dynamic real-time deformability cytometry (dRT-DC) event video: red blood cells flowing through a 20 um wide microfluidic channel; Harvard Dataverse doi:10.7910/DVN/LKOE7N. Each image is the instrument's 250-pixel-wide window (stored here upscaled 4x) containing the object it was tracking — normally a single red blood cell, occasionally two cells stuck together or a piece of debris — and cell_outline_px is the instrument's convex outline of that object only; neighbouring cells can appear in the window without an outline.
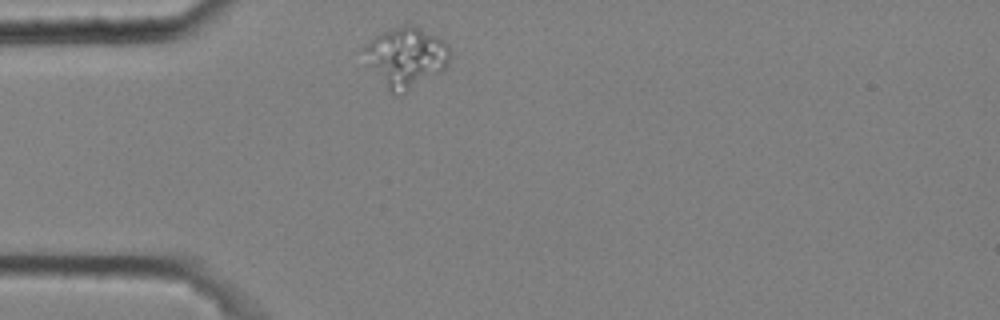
{"species": "common noctule bat (a hibernating species)", "species_latin": "Nyctalus noctula", "temperature_condition": "cold", "stored_images_in_passage": 32, "camera_frame_rate_fps": 3000, "um_per_image_px": 0.085, "animal": {"sex": "male", "body_mass_g": 20.4}, "frame": {"image": 1, "passage_image": 1, "time_ms": 0.0, "image_size_px": [1000, 320], "cell_outline_px": [[452, 52], [448, 68], [444, 72], [400, 96], [392, 92], [388, 88], [372, 64], [364, 48], [364, 44], [380, 32], [404, 24], [416, 24], [444, 40], [448, 44]], "centroid_in_image_um": [34.66, 4.83], "position_along_channel_um": 50.3, "area_um2": 30.11}}
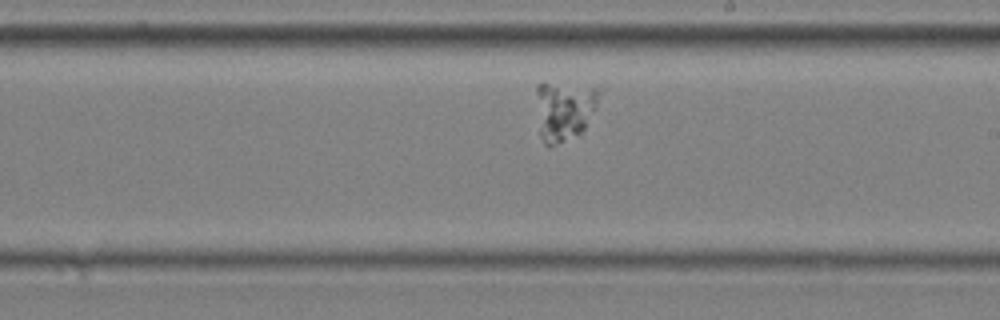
{"frame": {"image": 2, "passage_image": 19, "time_ms": 6.0, "image_size_px": [1000, 320], "cell_outline_px": [[604, 88], [584, 128], [580, 132], [548, 148], [544, 144], [540, 136], [536, 92], [536, 84], [544, 80]], "centroid_in_image_um": [47.93, 9.3], "position_along_channel_um": 241.1, "area_um2": 22.14}}
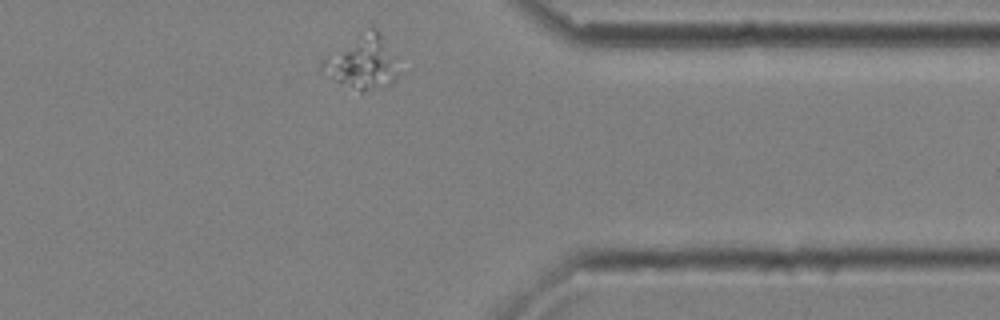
{"frame": {"image": 3, "passage_image": 32, "time_ms": 10.333, "image_size_px": [1000, 320], "cell_outline_px": [[400, 72], [396, 80], [392, 84], [364, 92], [360, 92], [336, 80], [316, 68], [320, 60], [324, 56], [372, 28], [376, 28], [380, 32], [396, 56]], "centroid_in_image_um": [30.82, 5.34], "position_along_channel_um": 380.6, "area_um2": 23.93}}